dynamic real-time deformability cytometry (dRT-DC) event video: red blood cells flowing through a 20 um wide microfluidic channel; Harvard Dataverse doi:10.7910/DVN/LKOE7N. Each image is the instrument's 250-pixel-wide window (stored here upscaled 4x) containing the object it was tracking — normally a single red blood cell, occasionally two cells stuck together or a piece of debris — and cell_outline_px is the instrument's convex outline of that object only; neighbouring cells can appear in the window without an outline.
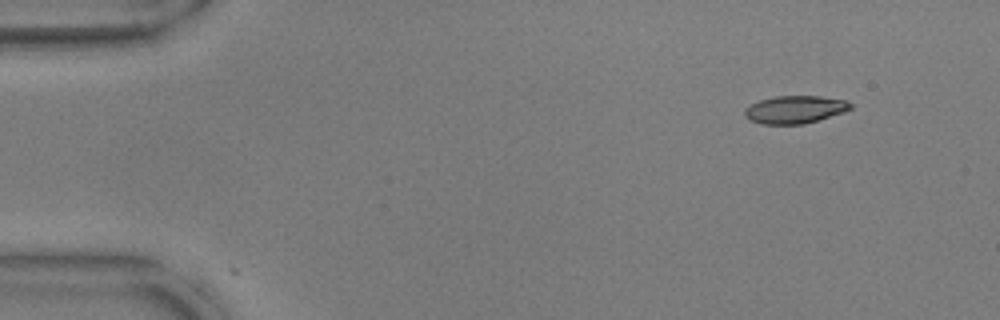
{"species": "common noctule bat (a hibernating species)", "species_latin": "Nyctalus noctula", "temperature_condition": "warm", "stored_images_in_passage": 2, "camera_frame_rate_fps": 3000, "um_per_image_px": 0.085, "animal": {"sex": "male", "body_mass_g": 17.9, "forearm_length_mm": 54.2}, "frame": {"image": 1, "passage_image": 1, "time_ms": 0.0, "image_size_px": [1000, 320], "cell_outline_px": [[852, 108], [844, 112], [804, 124], [760, 124], [748, 120], [744, 116], [744, 108], [760, 100], [776, 96], [820, 96], [848, 100], [852, 104]], "centroid_in_image_um": [67.56, 9.31], "position_along_channel_um": 17.4, "area_um2": 17.22}}